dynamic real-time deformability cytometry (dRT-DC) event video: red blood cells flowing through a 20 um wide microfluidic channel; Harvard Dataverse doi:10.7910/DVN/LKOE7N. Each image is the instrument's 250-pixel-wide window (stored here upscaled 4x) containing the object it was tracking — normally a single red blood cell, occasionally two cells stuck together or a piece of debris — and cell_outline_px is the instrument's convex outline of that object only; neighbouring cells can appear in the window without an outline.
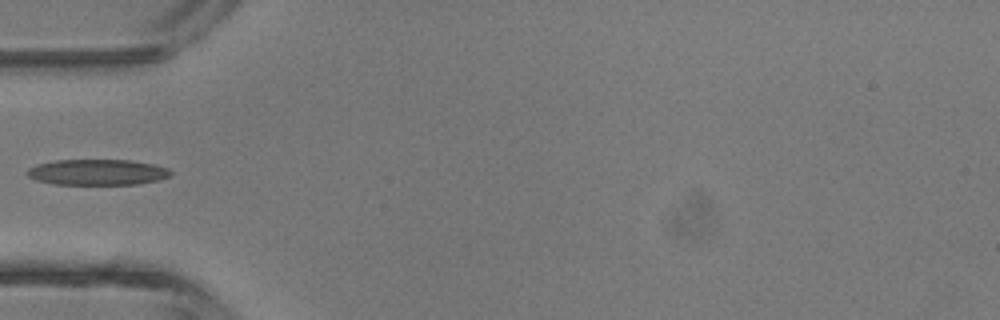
{"species": "common noctule bat (a hibernating species)", "species_latin": "Nyctalus noctula", "temperature_condition": "room temperature", "stored_images_in_passage": 30, "camera_frame_rate_fps": 3000, "um_per_image_px": 0.085, "animal": {"sex": "male", "body_mass_g": 13.3}, "frame": {"image": 1, "passage_image": 1, "time_ms": 0.0, "image_size_px": [1000, 320], "cell_outline_px": [[172, 172], [168, 176], [160, 180], [136, 184], [56, 184], [36, 180], [28, 176], [28, 168], [36, 164], [56, 160], [128, 160], [152, 164], [168, 168]], "centroid_in_image_um": [8.27, 14.63], "position_along_channel_um": 76.7, "area_um2": 21.39}}
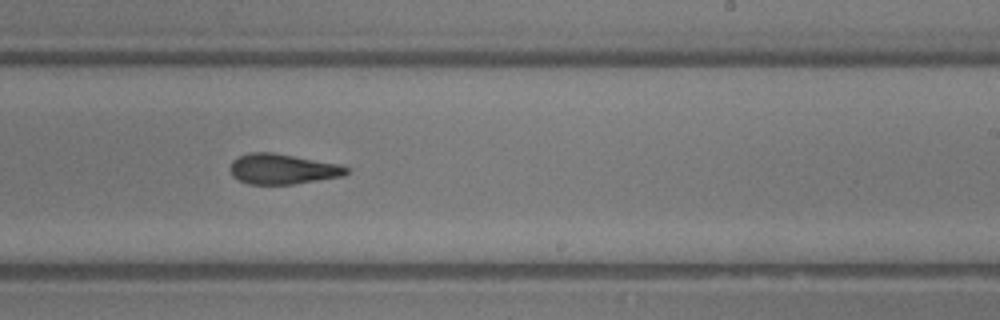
{"frame": {"image": 2, "passage_image": 13, "time_ms": 4.0, "image_size_px": [1000, 320], "cell_outline_px": [[348, 172], [340, 176], [292, 184], [252, 184], [240, 180], [232, 176], [232, 160], [240, 156], [252, 152], [272, 152], [340, 164], [348, 168]], "centroid_in_image_um": [24.02, 14.36], "position_along_channel_um": 265.0, "area_um2": 20.06}}
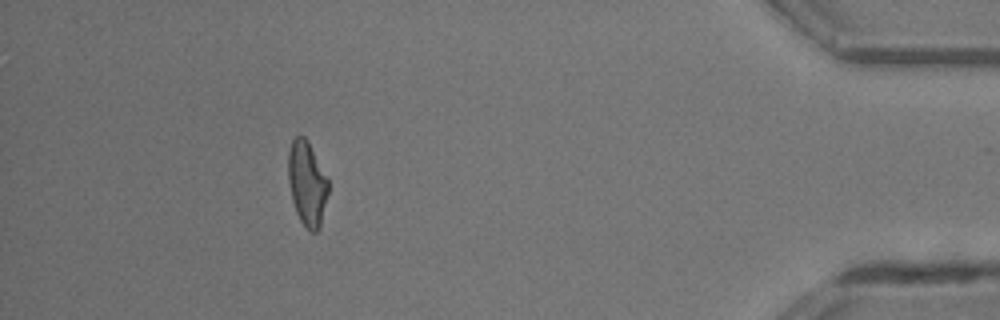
{"frame": {"image": 3, "passage_image": 26, "time_ms": 8.333, "image_size_px": [1000, 320], "cell_outline_px": [[328, 192], [320, 228], [316, 232], [312, 232], [300, 220], [296, 212], [292, 200], [288, 180], [288, 152], [292, 140], [296, 136], [304, 136], [328, 180]], "centroid_in_image_um": [26.08, 15.62], "position_along_channel_um": 409.1, "area_um2": 19.31}}